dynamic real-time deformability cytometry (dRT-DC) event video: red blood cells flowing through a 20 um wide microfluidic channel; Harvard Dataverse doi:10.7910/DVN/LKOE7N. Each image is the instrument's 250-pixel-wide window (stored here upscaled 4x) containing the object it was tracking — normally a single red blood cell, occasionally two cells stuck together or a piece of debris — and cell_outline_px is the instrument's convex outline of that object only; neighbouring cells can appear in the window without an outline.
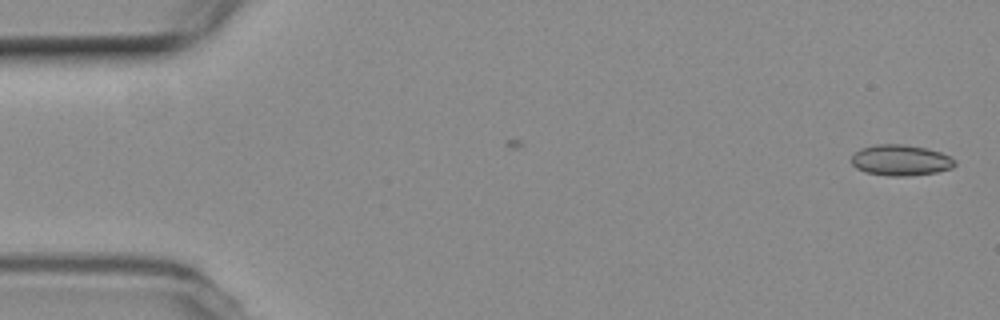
{"species": "common noctule bat (a hibernating species)", "species_latin": "Nyctalus noctula", "temperature_condition": "room temperature", "stored_images_in_passage": 5, "camera_frame_rate_fps": 3000, "um_per_image_px": 0.085, "animal": {"sex": "female", "body_mass_g": 19.3, "forearm_length_mm": 54.1}, "frame": {"image": 1, "passage_image": 1, "time_ms": 0.0, "image_size_px": [1000, 320], "cell_outline_px": [[956, 164], [952, 168], [936, 172], [908, 176], [888, 176], [868, 172], [856, 168], [852, 164], [852, 156], [860, 148], [876, 144], [900, 144], [928, 148], [952, 156], [956, 160]], "centroid_in_image_um": [76.59, 13.61], "position_along_channel_um": 8.4, "area_um2": 18.67}}